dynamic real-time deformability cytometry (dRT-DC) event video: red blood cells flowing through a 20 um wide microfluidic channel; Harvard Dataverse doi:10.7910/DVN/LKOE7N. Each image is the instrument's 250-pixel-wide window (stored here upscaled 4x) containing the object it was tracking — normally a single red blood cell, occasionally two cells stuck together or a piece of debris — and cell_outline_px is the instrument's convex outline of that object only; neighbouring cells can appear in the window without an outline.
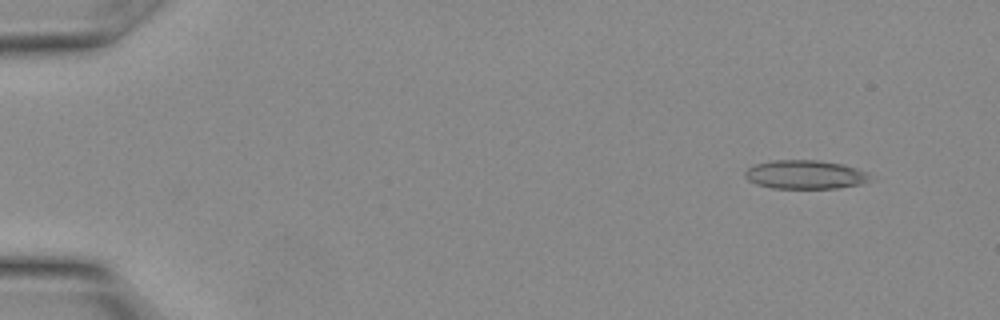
{"species": "Egyptian fruit bat (a non-hibernating species)", "species_latin": "Rousettus aegyptiacus", "temperature_condition": "warm", "stored_images_in_passage": 16, "camera_frame_rate_fps": 3000, "um_per_image_px": 0.085, "animal": {"sex": "female"}, "frame": {"image": 1, "passage_image": 2, "time_ms": 0.333, "image_size_px": [1000, 320], "cell_outline_px": [[872, 176], [864, 184], [836, 188], [772, 188], [756, 184], [748, 180], [744, 176], [744, 172], [748, 168], [756, 164], [772, 160], [816, 160], [844, 164], [868, 172]], "centroid_in_image_um": [68.46, 14.84], "position_along_channel_um": 16.5, "area_um2": 21.1}}
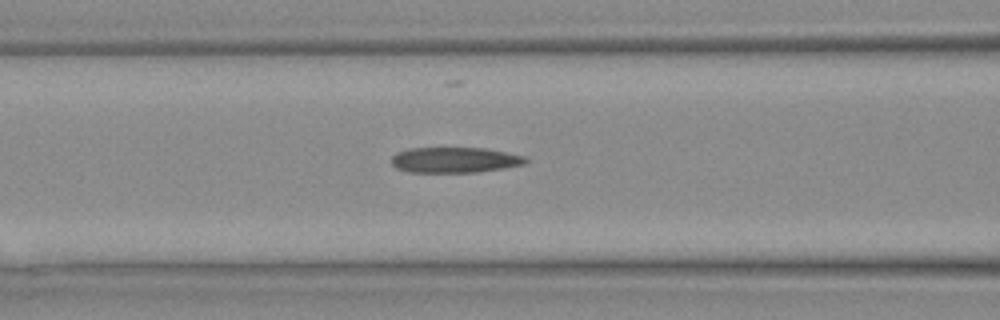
{"frame": {"image": 2, "passage_image": 12, "time_ms": 3.667, "image_size_px": [1000, 320], "cell_outline_px": [[528, 160], [524, 164], [476, 172], [412, 172], [396, 168], [392, 164], [392, 156], [396, 152], [408, 148], [484, 148], [524, 156]], "centroid_in_image_um": [38.6, 13.59], "position_along_channel_um": 128.0, "area_um2": 19.71}}
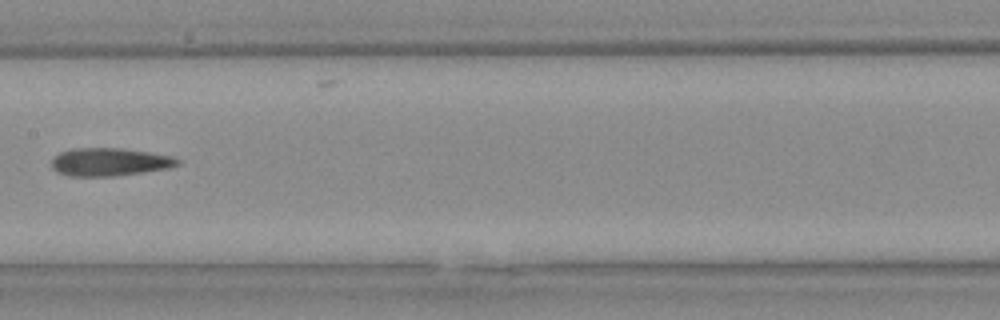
{"frame": {"image": 3, "passage_image": 15, "time_ms": 4.667, "image_size_px": [1000, 320], "cell_outline_px": [[180, 164], [168, 168], [144, 172], [116, 176], [72, 176], [56, 172], [52, 168], [52, 160], [60, 152], [72, 148], [116, 148], [148, 152], [172, 156], [180, 160]], "centroid_in_image_um": [9.31, 13.77], "position_along_channel_um": 198.1, "area_um2": 20.46}}